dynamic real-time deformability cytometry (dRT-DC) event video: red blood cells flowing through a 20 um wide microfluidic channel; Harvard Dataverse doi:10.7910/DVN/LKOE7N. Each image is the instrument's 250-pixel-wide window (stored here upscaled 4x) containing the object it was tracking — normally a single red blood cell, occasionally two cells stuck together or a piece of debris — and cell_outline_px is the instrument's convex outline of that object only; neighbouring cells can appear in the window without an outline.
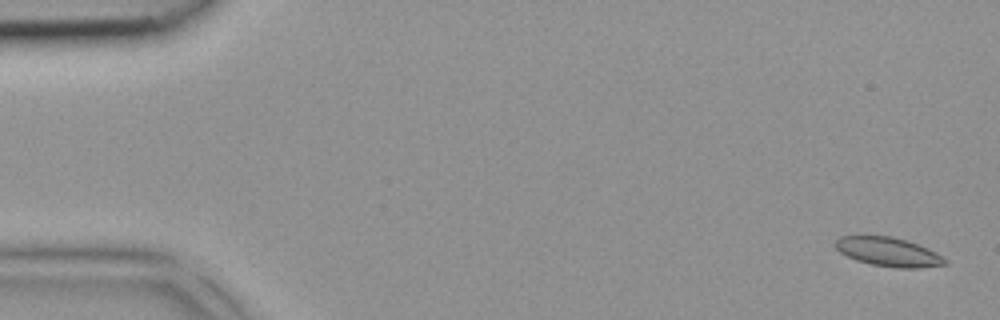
{"species": "common noctule bat (a hibernating species)", "species_latin": "Nyctalus noctula", "temperature_condition": "room temperature", "stored_images_in_passage": 5, "camera_frame_rate_fps": 3000, "um_per_image_px": 0.085, "animal": {"sex": "female", "body_mass_g": 18.4}, "frame": {"image": 1, "passage_image": 1, "time_ms": 0.0, "image_size_px": [1000, 320], "cell_outline_px": [[948, 264], [916, 268], [900, 268], [872, 264], [856, 260], [840, 252], [832, 244], [840, 236], [892, 236], [928, 248], [948, 260]], "centroid_in_image_um": [75.5, 21.41], "position_along_channel_um": 9.5, "area_um2": 18.32}}
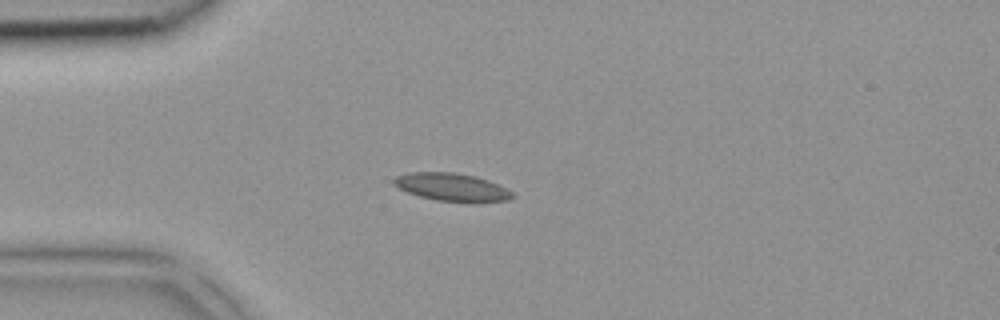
{"frame": {"image": 2, "passage_image": 4, "time_ms": 1.0, "image_size_px": [1000, 320], "cell_outline_px": [[512, 196], [508, 200], [476, 204], [472, 204], [436, 200], [420, 196], [408, 192], [392, 184], [392, 180], [396, 176], [408, 172], [452, 172], [472, 176], [488, 180], [512, 192]], "centroid_in_image_um": [38.39, 15.93], "position_along_channel_um": 46.6, "area_um2": 19.42}}
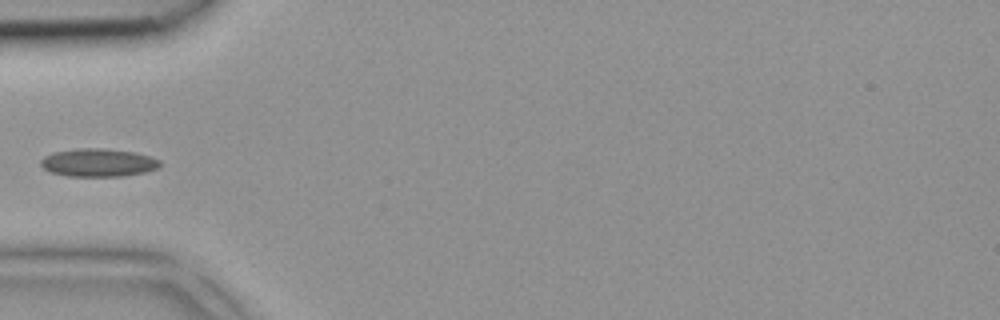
{"frame": {"image": 3, "passage_image": 5, "time_ms": 1.333, "image_size_px": [1000, 320], "cell_outline_px": [[160, 168], [144, 172], [124, 176], [68, 176], [52, 172], [44, 168], [40, 164], [40, 160], [44, 156], [52, 152], [80, 148], [100, 148], [136, 152], [160, 160]], "centroid_in_image_um": [8.35, 13.82], "position_along_channel_um": 76.6, "area_um2": 19.48}}